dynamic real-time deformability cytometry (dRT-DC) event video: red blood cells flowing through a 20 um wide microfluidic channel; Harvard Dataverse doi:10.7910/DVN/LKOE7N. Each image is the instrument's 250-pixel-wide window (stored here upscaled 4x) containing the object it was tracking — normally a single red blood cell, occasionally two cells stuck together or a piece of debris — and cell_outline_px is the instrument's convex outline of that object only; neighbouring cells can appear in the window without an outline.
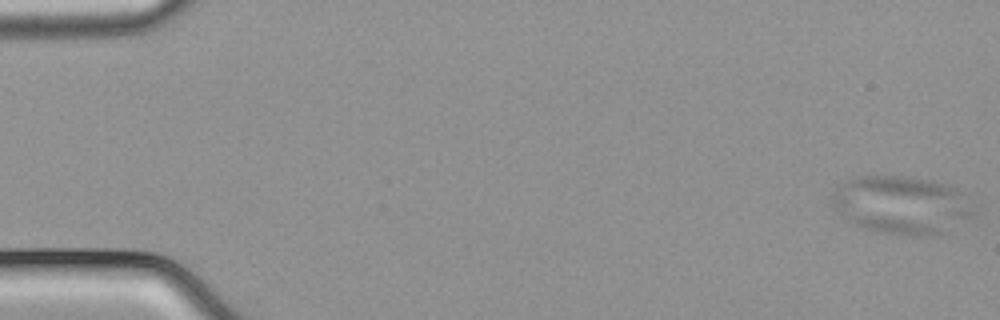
{"species": "common noctule bat (a hibernating species)", "species_latin": "Nyctalus noctula", "temperature_condition": "cold", "stored_images_in_passage": 55, "camera_frame_rate_fps": 3000, "um_per_image_px": 0.085, "animal": {"sex": "male", "body_mass_g": 21.5, "forearm_length_mm": 52.0}, "frame": {"image": 1, "passage_image": 1, "time_ms": 0.0, "image_size_px": [1000, 320], "cell_outline_px": [[976, 208], [972, 216], [932, 236], [916, 236], [880, 232], [864, 228], [852, 224], [836, 212], [832, 208], [832, 192], [836, 188], [848, 180], [864, 176], [900, 176], [932, 180], [956, 188]], "centroid_in_image_um": [76.59, 17.42], "position_along_channel_um": 8.4, "area_um2": 47.57}}
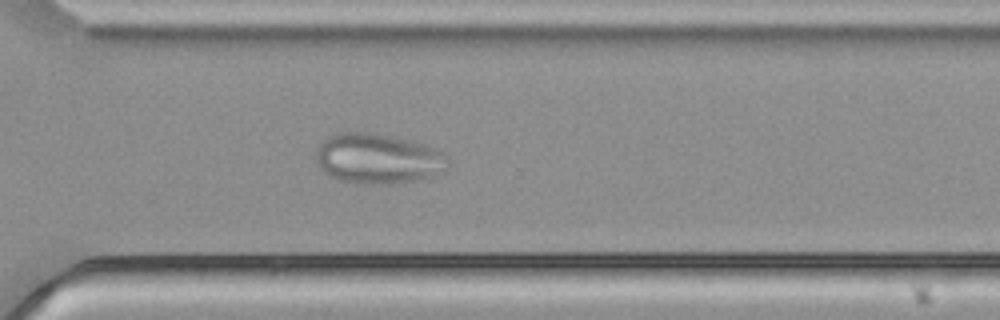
{"frame": {"image": 2, "passage_image": 40, "time_ms": 13.0, "image_size_px": [1000, 320], "cell_outline_px": [[448, 160], [432, 176], [392, 184], [352, 184], [340, 180], [324, 172], [316, 164], [316, 152], [320, 144], [328, 136], [336, 132], [368, 132], [408, 140], [424, 144], [444, 152]], "centroid_in_image_um": [32.03, 13.48], "position_along_channel_um": 338.6, "area_um2": 38.21}}
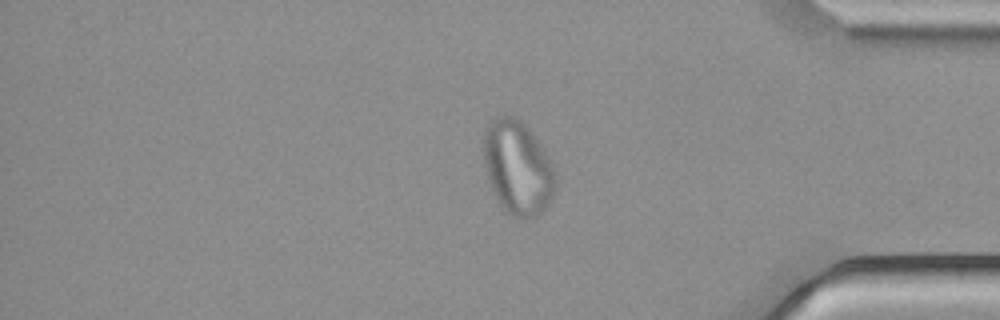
{"frame": {"image": 3, "passage_image": 46, "time_ms": 15.0, "image_size_px": [1000, 320], "cell_outline_px": [[556, 192], [548, 204], [536, 216], [528, 220], [524, 220], [512, 216], [496, 200], [488, 180], [484, 164], [484, 132], [488, 124], [492, 120], [504, 112], [520, 120], [528, 128], [540, 144], [548, 156], [556, 172]], "centroid_in_image_um": [44.01, 14.26], "position_along_channel_um": 391.2, "area_um2": 39.71}}